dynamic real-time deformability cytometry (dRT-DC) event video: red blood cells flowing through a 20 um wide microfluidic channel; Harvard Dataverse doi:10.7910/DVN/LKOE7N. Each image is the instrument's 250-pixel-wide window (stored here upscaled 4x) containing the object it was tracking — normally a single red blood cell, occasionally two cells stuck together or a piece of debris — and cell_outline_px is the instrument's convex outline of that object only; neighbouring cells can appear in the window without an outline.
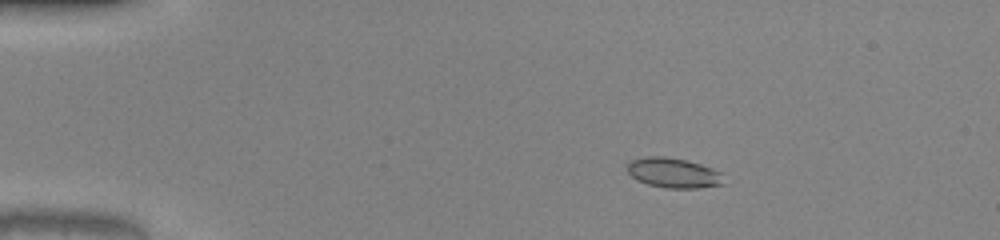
{"species": "common noctule bat (a hibernating species)", "species_latin": "Nyctalus noctula", "temperature_condition": "warm", "stored_images_in_passage": 52, "camera_frame_rate_fps": 3000, "um_per_image_px": 0.085, "animal": {"sex": "male", "body_mass_g": 20.0, "forearm_length_mm": 53.3}, "frame": {"image": 1, "passage_image": 10, "time_ms": 3.0, "image_size_px": [1000, 240], "cell_outline_px": [[724, 184], [696, 188], [664, 188], [648, 184], [636, 180], [628, 172], [628, 164], [632, 160], [644, 156], [664, 156], [684, 160], [700, 164], [712, 168], [720, 172]], "centroid_in_image_um": [57.22, 14.7], "position_along_channel_um": 27.8, "area_um2": 16.7}}
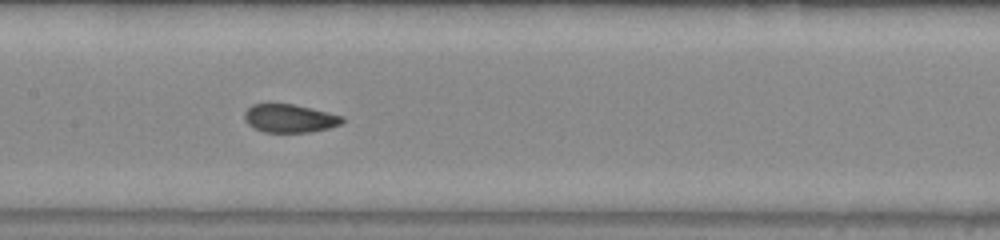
{"frame": {"image": 2, "passage_image": 27, "time_ms": 8.667, "image_size_px": [1000, 240], "cell_outline_px": [[344, 120], [340, 124], [328, 128], [308, 132], [264, 132], [248, 124], [244, 120], [244, 112], [252, 104], [268, 100], [292, 104], [328, 112], [344, 116]], "centroid_in_image_um": [24.55, 10.01], "position_along_channel_um": 182.8, "area_um2": 16.53}}
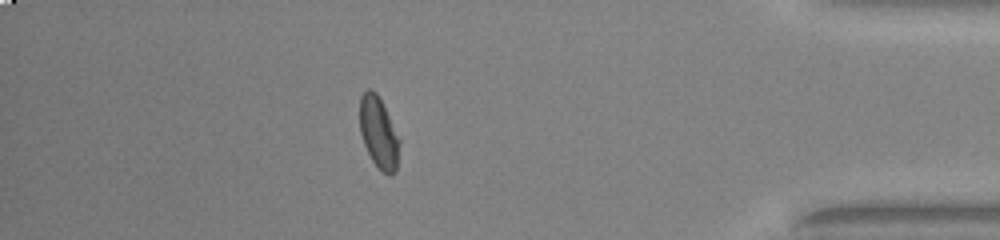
{"frame": {"image": 3, "passage_image": 46, "time_ms": 15.0, "image_size_px": [1000, 240], "cell_outline_px": [[400, 144], [396, 172], [392, 176], [388, 176], [372, 160], [364, 144], [360, 132], [360, 96], [368, 88], [372, 88], [376, 92], [400, 140]], "centroid_in_image_um": [32.19, 11.3], "position_along_channel_um": 403.0, "area_um2": 16.3}, "authors_computed_cell_mechanics": {"area_um2": 16.6175, "velocity_mm_per_s": 4.0817, "shape_relaxation_time_tau1_ms": 5.1878, "shape_relaxation_time_tau2_ms": 0.8654, "deformation_change_tau1": 0.1682, "deformation_change_tau2": 0.043}}